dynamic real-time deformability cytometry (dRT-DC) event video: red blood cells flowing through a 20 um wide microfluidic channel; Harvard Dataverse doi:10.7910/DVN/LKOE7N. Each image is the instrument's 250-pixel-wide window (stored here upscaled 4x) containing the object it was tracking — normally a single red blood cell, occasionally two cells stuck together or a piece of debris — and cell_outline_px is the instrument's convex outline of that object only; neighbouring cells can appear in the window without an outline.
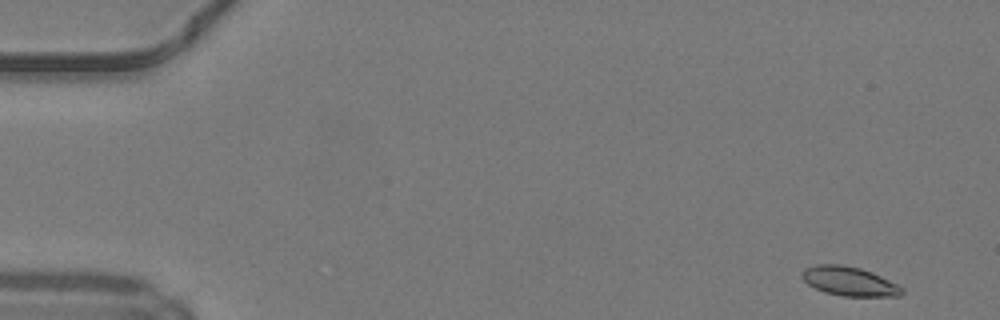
{"species": "common noctule bat (a hibernating species)", "species_latin": "Nyctalus noctula", "temperature_condition": "warm", "stored_images_in_passage": 47, "camera_frame_rate_fps": 3000, "um_per_image_px": 0.085, "animal": {"sex": "male", "body_mass_g": 19.2, "forearm_length_mm": 51.8}, "frame": {"image": 1, "passage_image": 1, "time_ms": 0.0, "image_size_px": [1000, 320], "cell_outline_px": [[904, 292], [900, 296], [844, 296], [824, 292], [808, 284], [804, 280], [800, 272], [804, 268], [816, 264], [840, 264], [860, 268], [872, 272], [896, 284]], "centroid_in_image_um": [72.14, 23.9], "position_along_channel_um": 12.9, "area_um2": 16.82}}
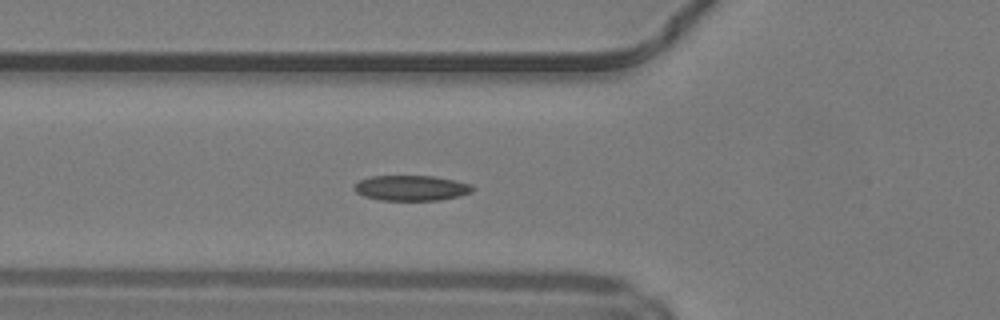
{"frame": {"image": 2, "passage_image": 16, "time_ms": 5.0, "image_size_px": [1000, 320], "cell_outline_px": [[472, 192], [460, 196], [440, 200], [380, 200], [364, 196], [356, 192], [352, 188], [360, 180], [372, 176], [432, 176], [472, 184]], "centroid_in_image_um": [34.95, 15.98], "position_along_channel_um": 90.9, "area_um2": 17.34}}
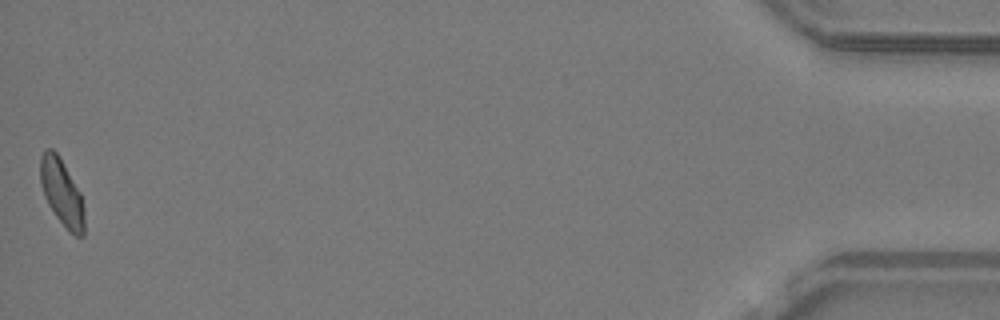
{"frame": {"image": 3, "passage_image": 47, "time_ms": 15.333, "image_size_px": [1000, 320], "cell_outline_px": [[84, 236], [76, 236], [68, 232], [56, 216], [48, 204], [44, 196], [40, 184], [40, 156], [44, 148], [52, 148], [56, 152], [80, 192], [84, 208]], "centroid_in_image_um": [5.24, 16.38], "position_along_channel_um": 430.0, "area_um2": 17.11}, "authors_computed_cell_mechanics": {"area_um2": 17.1666, "velocity_mm_per_s": 4.2183, "shape_relaxation_time_tau1_ms": 5.1008, "shape_relaxation_time_tau2_ms": 2.9943, "deformation_change_tau1": 0.1275, "deformation_change_tau2": 0.0864}}